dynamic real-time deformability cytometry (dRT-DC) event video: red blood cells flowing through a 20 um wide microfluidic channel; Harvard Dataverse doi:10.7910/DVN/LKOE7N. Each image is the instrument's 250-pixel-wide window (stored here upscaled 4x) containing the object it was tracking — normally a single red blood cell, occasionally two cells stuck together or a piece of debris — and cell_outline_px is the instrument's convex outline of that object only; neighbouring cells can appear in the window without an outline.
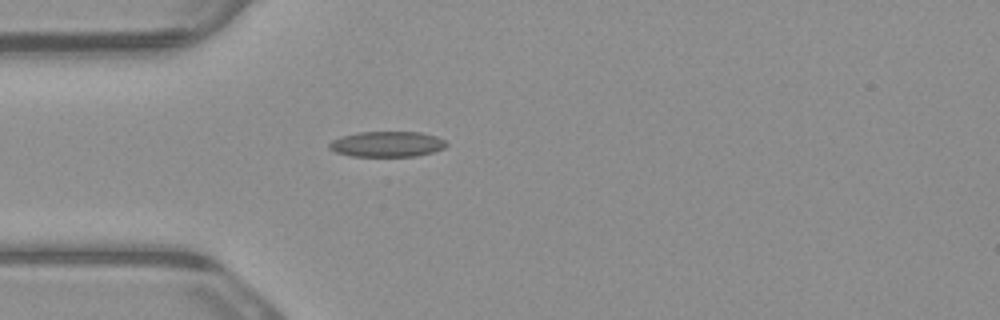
{"species": "common noctule bat (a hibernating species)", "species_latin": "Nyctalus noctula", "temperature_condition": "warm", "stored_images_in_passage": 1, "camera_frame_rate_fps": 3000, "um_per_image_px": 0.085, "animal": {"sex": "male", "body_mass_g": 23.1, "forearm_length_mm": 52.7}, "frame": {"image": 1, "passage_image": 1, "time_ms": 0.0, "image_size_px": [1000, 320], "cell_outline_px": [[448, 144], [444, 148], [432, 152], [416, 156], [352, 156], [336, 152], [328, 148], [328, 144], [332, 140], [340, 136], [360, 132], [420, 132], [436, 136], [444, 140]], "centroid_in_image_um": [32.88, 12.25], "position_along_channel_um": 52.1, "area_um2": 17.4}}